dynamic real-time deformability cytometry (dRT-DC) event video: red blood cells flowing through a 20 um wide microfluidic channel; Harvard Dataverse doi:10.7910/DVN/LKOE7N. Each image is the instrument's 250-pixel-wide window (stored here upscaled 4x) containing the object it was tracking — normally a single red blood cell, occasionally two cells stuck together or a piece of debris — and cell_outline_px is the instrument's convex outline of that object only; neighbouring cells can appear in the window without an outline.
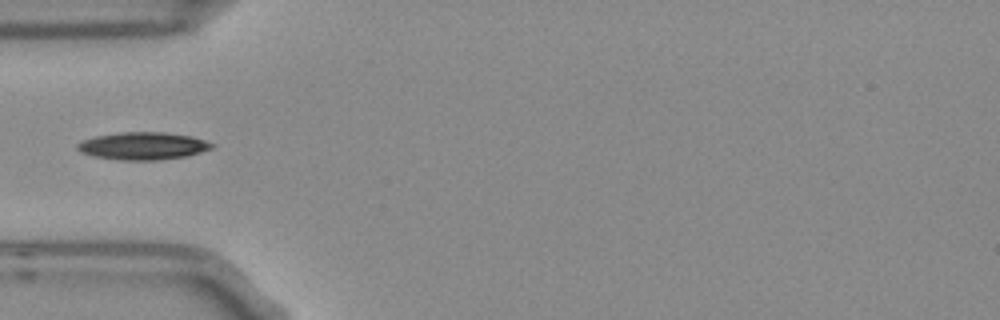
{"species": "Egyptian fruit bat (a non-hibernating species)", "species_latin": "Rousettus aegyptiacus", "temperature_condition": "room temperature", "stored_images_in_passage": 6, "camera_frame_rate_fps": 3000, "um_per_image_px": 0.085, "frame": {"image": 1, "passage_image": 5, "time_ms": 1.333, "image_size_px": [1000, 320], "cell_outline_px": [[216, 144], [212, 148], [200, 152], [184, 156], [156, 160], [120, 160], [96, 156], [80, 152], [76, 148], [76, 144], [84, 140], [96, 136], [120, 132], [164, 132], [192, 136]], "centroid_in_image_um": [12.15, 12.39], "position_along_channel_um": 72.8, "area_um2": 21.39}}
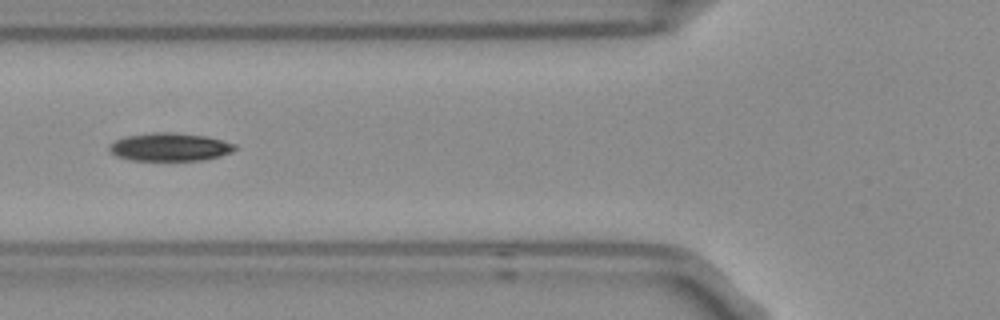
{"frame": {"image": 2, "passage_image": 6, "time_ms": 1.667, "image_size_px": [1000, 320], "cell_outline_px": [[236, 148], [232, 152], [200, 160], [128, 160], [116, 156], [108, 148], [108, 144], [116, 140], [128, 136], [156, 132], [172, 132], [204, 136], [236, 144]], "centroid_in_image_um": [14.39, 12.49], "position_along_channel_um": 111.4, "area_um2": 20.23}}